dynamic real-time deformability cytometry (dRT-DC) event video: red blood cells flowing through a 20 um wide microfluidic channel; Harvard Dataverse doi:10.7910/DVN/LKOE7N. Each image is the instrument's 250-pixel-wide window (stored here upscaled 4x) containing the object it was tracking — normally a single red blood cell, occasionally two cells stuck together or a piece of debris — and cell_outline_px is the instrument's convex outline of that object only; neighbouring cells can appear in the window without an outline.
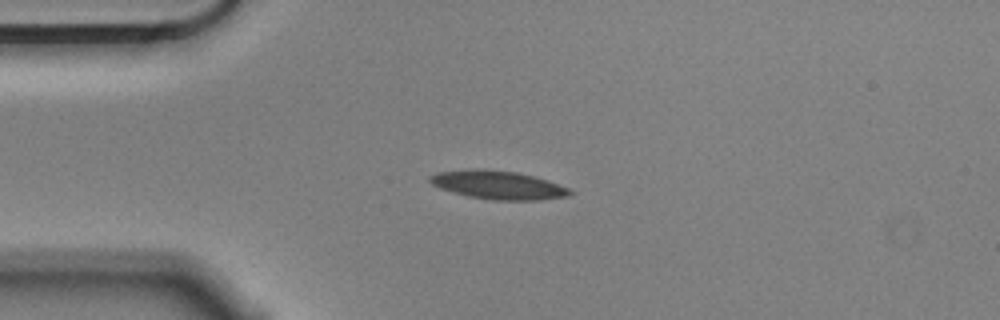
{"species": "Egyptian fruit bat (a non-hibernating species)", "species_latin": "Rousettus aegyptiacus", "temperature_condition": "cold", "stored_images_in_passage": 44, "camera_frame_rate_fps": 3000, "um_per_image_px": 0.085, "animal": {"sex": "male"}, "frame": {"image": 1, "passage_image": 1, "time_ms": 0.0, "image_size_px": [1000, 320], "cell_outline_px": [[576, 192], [568, 196], [540, 200], [492, 200], [468, 196], [452, 192], [440, 188], [432, 184], [428, 180], [428, 176], [440, 172], [516, 172], [548, 180], [568, 188]], "centroid_in_image_um": [42.43, 15.79], "position_along_channel_um": 42.6, "area_um2": 22.08}}
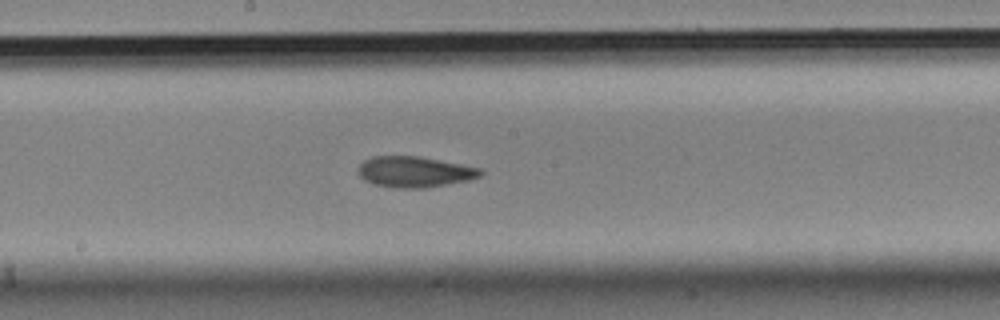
{"frame": {"image": 2, "passage_image": 17, "time_ms": 5.333, "image_size_px": [1000, 320], "cell_outline_px": [[484, 172], [480, 176], [468, 180], [424, 188], [396, 188], [372, 184], [364, 180], [356, 172], [356, 168], [364, 160], [372, 156], [420, 156], [480, 168]], "centroid_in_image_um": [35.18, 14.6], "position_along_channel_um": 213.0, "area_um2": 22.08}}
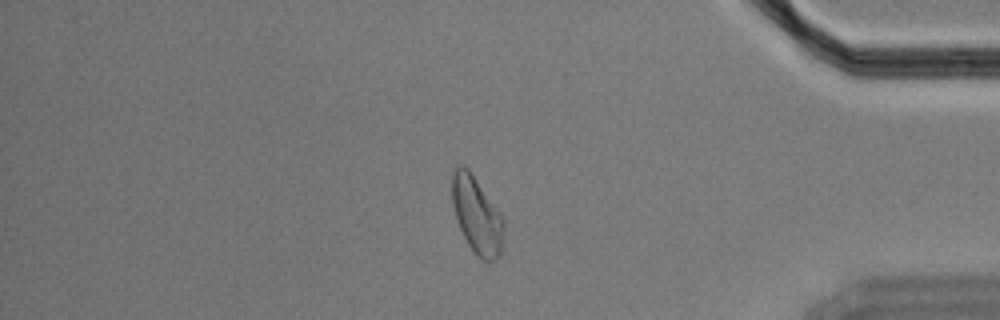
{"frame": {"image": 3, "passage_image": 35, "time_ms": 11.333, "image_size_px": [1000, 320], "cell_outline_px": [[504, 228], [500, 252], [496, 260], [484, 260], [468, 244], [456, 220], [452, 204], [452, 176], [456, 168], [460, 164], [464, 164], [468, 168], [504, 216]], "centroid_in_image_um": [40.53, 18.24], "position_along_channel_um": 394.7, "area_um2": 23.0}, "authors_computed_cell_mechanics": {"area_um2": 22.3397, "velocity_mm_per_s": 3.5359, "shape_relaxation_time_tau1_ms": 10.8671, "shape_relaxation_time_tau2_ms": 4.0881, "deformation_change_tau1": 0.2164, "deformation_change_tau2": 0.1035}}